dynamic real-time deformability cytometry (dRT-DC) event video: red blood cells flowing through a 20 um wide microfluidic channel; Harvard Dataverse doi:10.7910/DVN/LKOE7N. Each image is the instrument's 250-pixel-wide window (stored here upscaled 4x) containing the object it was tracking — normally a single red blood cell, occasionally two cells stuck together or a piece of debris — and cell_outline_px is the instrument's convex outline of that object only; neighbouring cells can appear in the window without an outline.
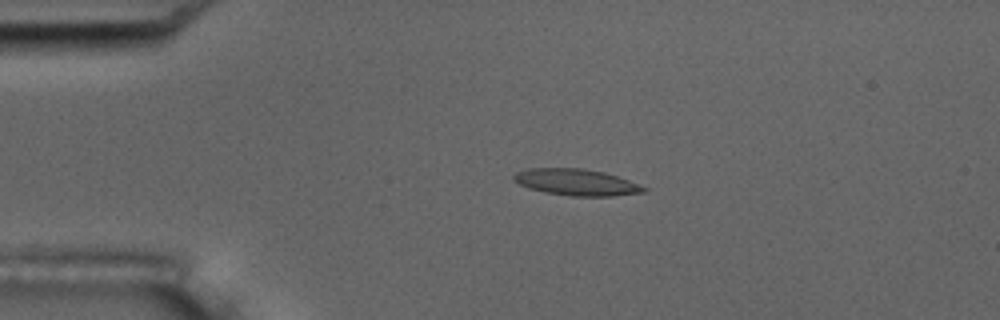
{"species": "common noctule bat (a hibernating species)", "species_latin": "Nyctalus noctula", "temperature_condition": "room temperature", "stored_images_in_passage": 5, "camera_frame_rate_fps": 3000, "um_per_image_px": 0.085, "animal": {"sex": "male", "body_mass_g": 17.5, "forearm_length_mm": 52.3}, "frame": {"image": 1, "passage_image": 4, "time_ms": 3.667, "image_size_px": [1000, 320], "cell_outline_px": [[648, 188], [644, 192], [612, 196], [568, 196], [544, 192], [528, 188], [512, 180], [512, 176], [516, 172], [528, 168], [584, 168], [604, 172], [628, 180]], "centroid_in_image_um": [48.95, 15.49], "position_along_channel_um": 36.0, "area_um2": 20.11}}